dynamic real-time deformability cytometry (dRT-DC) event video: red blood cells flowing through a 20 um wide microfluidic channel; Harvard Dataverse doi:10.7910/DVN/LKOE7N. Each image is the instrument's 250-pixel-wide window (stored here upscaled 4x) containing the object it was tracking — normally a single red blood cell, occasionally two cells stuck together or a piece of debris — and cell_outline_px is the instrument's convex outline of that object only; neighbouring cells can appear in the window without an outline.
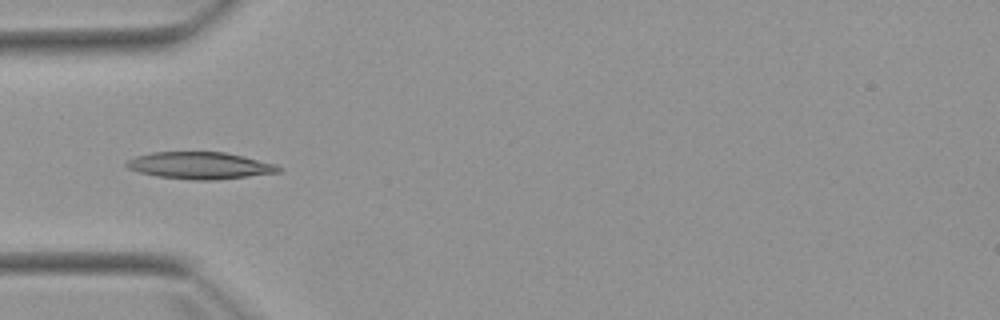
{"species": "Egyptian fruit bat (a non-hibernating species)", "species_latin": "Rousettus aegyptiacus", "temperature_condition": "warm", "stored_images_in_passage": 6, "camera_frame_rate_fps": 3000, "um_per_image_px": 0.085, "animal": {"sex": "female"}, "frame": {"image": 1, "passage_image": 5, "time_ms": 4.667, "image_size_px": [1000, 320], "cell_outline_px": [[284, 168], [280, 172], [216, 180], [192, 180], [156, 176], [140, 172], [128, 168], [124, 164], [128, 160], [136, 156], [152, 152], [224, 152], [244, 156], [276, 164]], "centroid_in_image_um": [17.02, 14.07], "position_along_channel_um": 68.0, "area_um2": 23.93}}
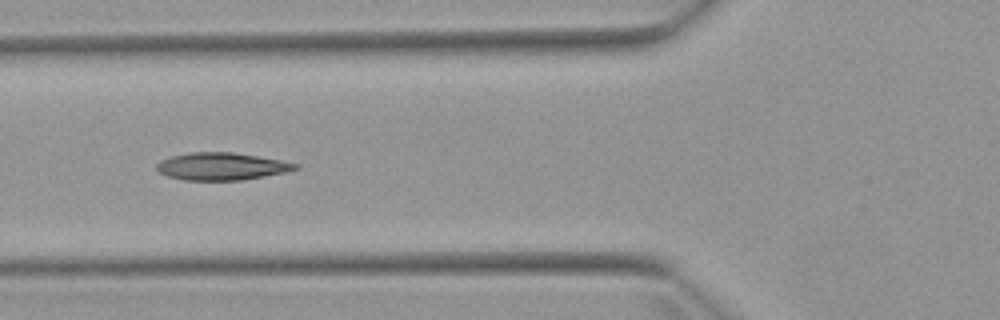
{"frame": {"image": 2, "passage_image": 6, "time_ms": 5.667, "image_size_px": [1000, 320], "cell_outline_px": [[300, 168], [288, 172], [244, 180], [184, 180], [168, 176], [156, 172], [156, 164], [160, 160], [172, 156], [188, 152], [232, 152], [280, 160], [300, 164]], "centroid_in_image_um": [18.83, 14.14], "position_along_channel_um": 107.0, "area_um2": 22.37}}